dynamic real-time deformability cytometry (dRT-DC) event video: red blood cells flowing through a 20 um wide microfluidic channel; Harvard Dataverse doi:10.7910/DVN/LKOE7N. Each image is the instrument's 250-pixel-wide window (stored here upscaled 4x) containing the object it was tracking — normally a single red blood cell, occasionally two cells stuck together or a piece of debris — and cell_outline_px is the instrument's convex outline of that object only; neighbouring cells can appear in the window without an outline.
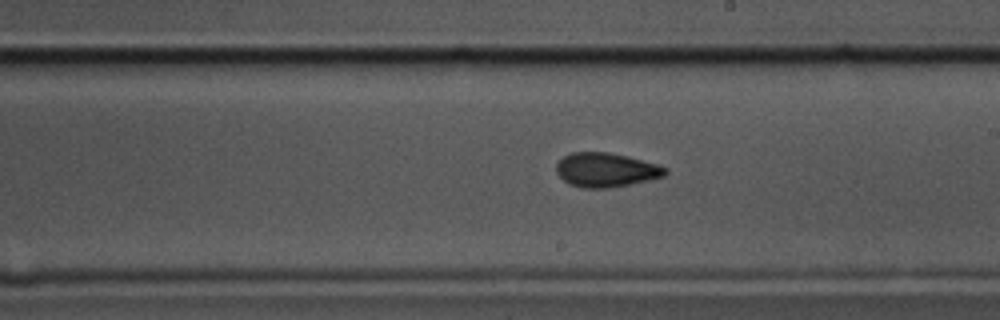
{"species": "common noctule bat (a hibernating species)", "species_latin": "Nyctalus noctula", "temperature_condition": "cold", "stored_images_in_passage": 58, "camera_frame_rate_fps": 3000, "um_per_image_px": 0.085, "animal": {"sex": "male", "body_mass_g": 17.5, "forearm_length_mm": 52.3}, "frame": {"image": 1, "passage_image": 33, "time_ms": 10.667, "image_size_px": [1000, 320], "cell_outline_px": [[668, 172], [664, 176], [648, 180], [608, 188], [584, 188], [568, 184], [556, 172], [556, 164], [564, 156], [572, 152], [608, 152], [628, 156], [656, 164], [668, 168]], "centroid_in_image_um": [51.5, 14.44], "position_along_channel_um": 237.5, "area_um2": 21.62}}
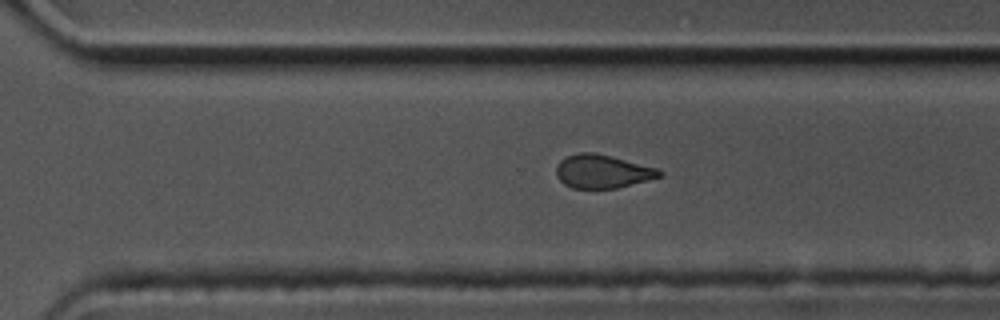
{"frame": {"image": 2, "passage_image": 40, "time_ms": 13.0, "image_size_px": [1000, 320], "cell_outline_px": [[664, 172], [660, 176], [648, 180], [616, 188], [572, 188], [564, 184], [556, 176], [556, 164], [560, 160], [576, 152], [592, 152], [660, 168]], "centroid_in_image_um": [51.19, 14.56], "position_along_channel_um": 319.4, "area_um2": 20.11}}
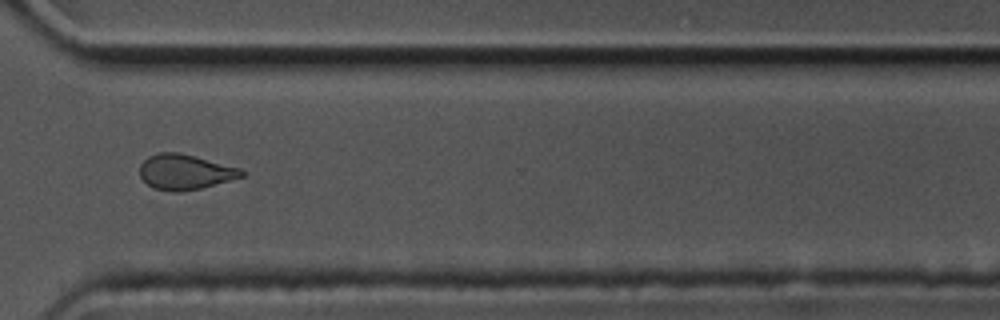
{"frame": {"image": 3, "passage_image": 43, "time_ms": 14.0, "image_size_px": [1000, 320], "cell_outline_px": [[244, 176], [200, 188], [180, 192], [172, 192], [152, 188], [140, 176], [140, 164], [148, 156], [160, 152], [180, 152], [240, 168], [244, 172]], "centroid_in_image_um": [15.7, 14.61], "position_along_channel_um": 354.9, "area_um2": 20.81}, "authors_computed_cell_mechanics": {"area_um2": 21.5594, "velocity_mm_per_s": 3.5126, "shape_relaxation_time_tau1_ms": 4.7977, "shape_relaxation_time_tau2_ms": 2.8375, "deformation_change_tau1": 0.117, "deformation_change_tau2": 0.0926}}